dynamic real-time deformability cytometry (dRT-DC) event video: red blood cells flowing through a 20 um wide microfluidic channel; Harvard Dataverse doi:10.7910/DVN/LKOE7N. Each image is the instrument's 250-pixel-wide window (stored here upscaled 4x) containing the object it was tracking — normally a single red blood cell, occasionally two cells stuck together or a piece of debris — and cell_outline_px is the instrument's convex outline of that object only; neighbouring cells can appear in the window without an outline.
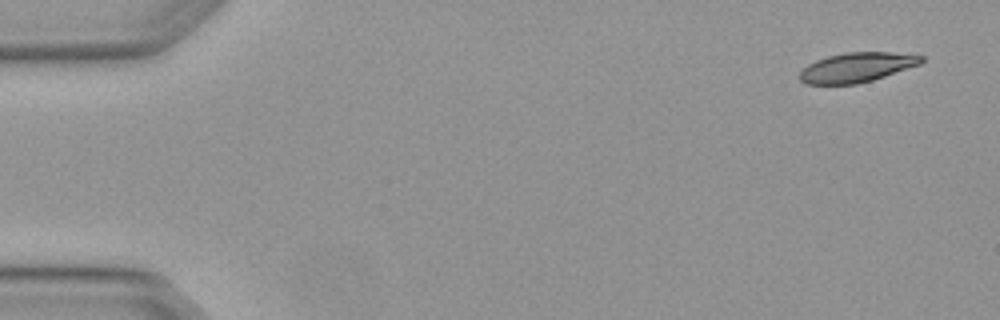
{"species": "Egyptian fruit bat (a non-hibernating species)", "species_latin": "Rousettus aegyptiacus", "temperature_condition": "warm", "stored_images_in_passage": 4, "camera_frame_rate_fps": 3000, "um_per_image_px": 0.085, "animal": {"sex": "female"}, "frame": {"image": 1, "passage_image": 1, "time_ms": 0.0, "image_size_px": [1000, 320], "cell_outline_px": [[924, 60], [920, 64], [872, 80], [856, 84], [808, 84], [800, 80], [800, 72], [808, 64], [816, 60], [828, 56], [844, 52], [892, 52], [924, 56]], "centroid_in_image_um": [72.82, 5.72], "position_along_channel_um": 12.2, "area_um2": 20.81}}
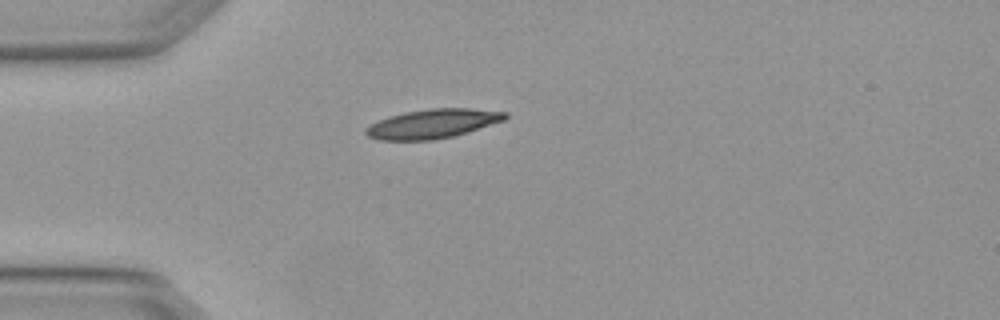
{"frame": {"image": 2, "passage_image": 4, "time_ms": 1.0, "image_size_px": [1000, 320], "cell_outline_px": [[508, 116], [504, 120], [452, 136], [432, 140], [380, 140], [368, 136], [364, 132], [364, 128], [388, 116], [404, 112], [428, 108], [472, 108], [508, 112]], "centroid_in_image_um": [36.76, 10.5], "position_along_channel_um": 48.2, "area_um2": 23.52}}